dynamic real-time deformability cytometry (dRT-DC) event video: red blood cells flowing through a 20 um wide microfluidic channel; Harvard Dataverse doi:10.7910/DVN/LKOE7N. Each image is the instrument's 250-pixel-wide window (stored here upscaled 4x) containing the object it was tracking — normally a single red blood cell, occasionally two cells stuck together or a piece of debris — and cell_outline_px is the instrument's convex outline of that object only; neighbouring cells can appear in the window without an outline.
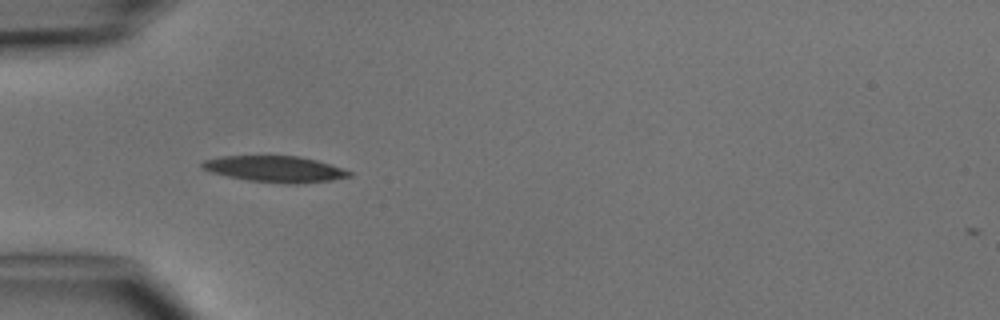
{"species": "common noctule bat (a hibernating species)", "species_latin": "Nyctalus noctula", "temperature_condition": "cold", "stored_images_in_passage": 6, "camera_frame_rate_fps": 3000, "um_per_image_px": 0.085, "animal": {"sex": "male", "body_mass_g": 15.6}, "frame": {"image": 1, "passage_image": 5, "time_ms": 4.667, "image_size_px": [1000, 320], "cell_outline_px": [[352, 176], [332, 180], [296, 184], [288, 184], [248, 180], [228, 176], [212, 172], [204, 168], [200, 164], [204, 160], [220, 156], [296, 156], [316, 160], [352, 172]], "centroid_in_image_um": [23.38, 14.37], "position_along_channel_um": 61.6, "area_um2": 22.14}}